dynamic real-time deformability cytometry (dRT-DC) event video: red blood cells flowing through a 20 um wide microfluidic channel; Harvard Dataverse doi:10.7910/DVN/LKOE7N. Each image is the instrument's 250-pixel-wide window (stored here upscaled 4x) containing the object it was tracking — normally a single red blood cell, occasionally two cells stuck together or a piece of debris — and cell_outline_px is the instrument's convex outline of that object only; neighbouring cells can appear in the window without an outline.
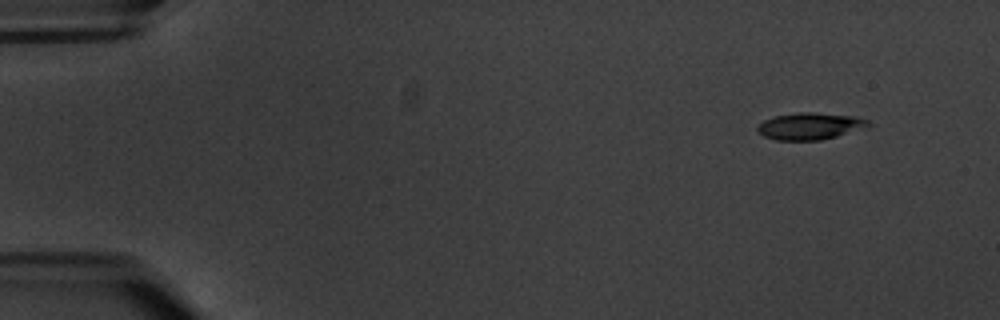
{"species": "common noctule bat (a hibernating species)", "species_latin": "Nyctalus noctula", "temperature_condition": "warm", "stored_images_in_passage": 9, "camera_frame_rate_fps": 3000, "um_per_image_px": 0.085, "animal": {"sex": "male", "body_mass_g": 20.1, "forearm_length_mm": 53.5}, "frame": {"image": 1, "passage_image": 1, "time_ms": 0.0, "image_size_px": [1000, 320], "cell_outline_px": [[872, 124], [868, 128], [820, 140], [776, 140], [764, 136], [756, 128], [764, 120], [776, 116], [796, 112], [812, 112], [852, 116], [868, 120]], "centroid_in_image_um": [68.89, 10.72], "position_along_channel_um": 16.1, "area_um2": 17.28}}
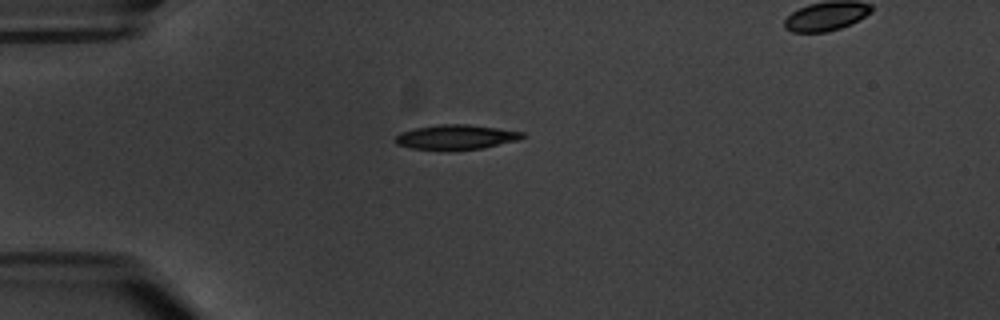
{"frame": {"image": 2, "passage_image": 4, "time_ms": 3.667, "image_size_px": [1000, 320], "cell_outline_px": [[528, 136], [520, 140], [480, 148], [412, 148], [396, 144], [396, 136], [400, 132], [416, 128], [440, 124], [468, 124], [524, 132]], "centroid_in_image_um": [38.83, 11.62], "position_along_channel_um": 46.2, "area_um2": 17.69}}
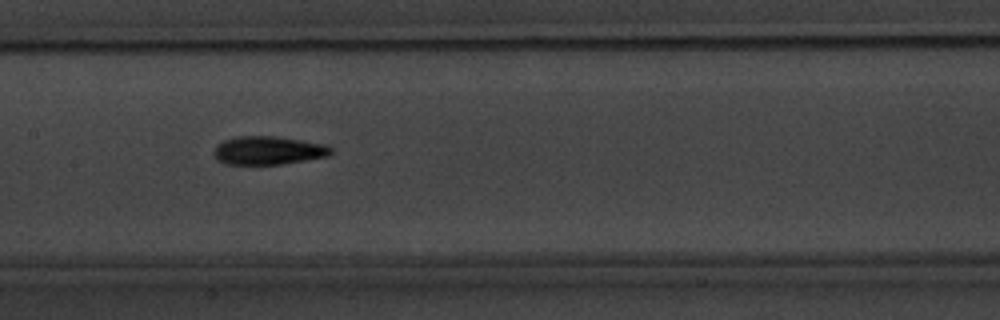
{"frame": {"image": 3, "passage_image": 8, "time_ms": 8.333, "image_size_px": [1000, 320], "cell_outline_px": [[332, 152], [328, 156], [280, 164], [224, 164], [216, 160], [212, 152], [216, 144], [224, 140], [236, 136], [276, 136], [324, 144], [332, 148]], "centroid_in_image_um": [22.73, 12.78], "position_along_channel_um": 184.7, "area_um2": 19.42}}